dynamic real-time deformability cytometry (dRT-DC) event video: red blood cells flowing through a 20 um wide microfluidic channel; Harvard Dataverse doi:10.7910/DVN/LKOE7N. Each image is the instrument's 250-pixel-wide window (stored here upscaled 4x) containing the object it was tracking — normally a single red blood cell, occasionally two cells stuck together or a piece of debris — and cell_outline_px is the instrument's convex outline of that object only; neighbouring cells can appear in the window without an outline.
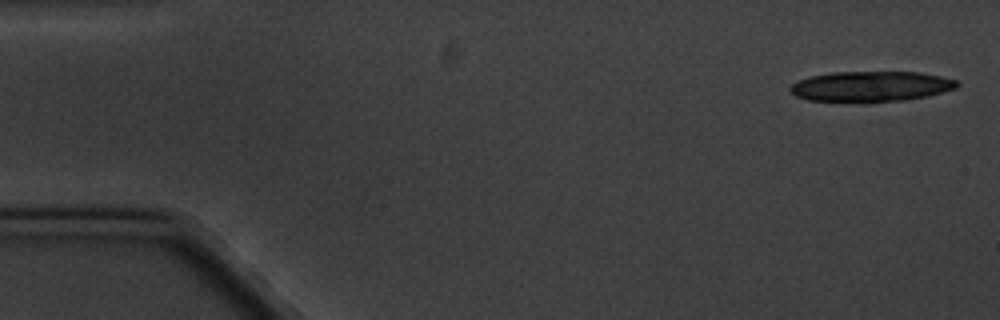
{"species": "common noctule bat (a hibernating species)", "species_latin": "Nyctalus noctula", "temperature_condition": "cold", "stored_images_in_passage": 6, "camera_frame_rate_fps": 3000, "um_per_image_px": 0.085, "animal": {"sex": "male", "body_mass_g": 20.1, "forearm_length_mm": 53.5}, "frame": {"image": 1, "passage_image": 1, "time_ms": 0.0, "image_size_px": [1000, 320], "cell_outline_px": [[960, 84], [956, 88], [928, 96], [904, 100], [868, 104], [808, 100], [796, 96], [788, 88], [792, 84], [808, 76], [832, 72], [920, 72], [940, 76], [956, 80]], "centroid_in_image_um": [74.0, 7.37], "position_along_channel_um": 11.0, "area_um2": 30.23}}